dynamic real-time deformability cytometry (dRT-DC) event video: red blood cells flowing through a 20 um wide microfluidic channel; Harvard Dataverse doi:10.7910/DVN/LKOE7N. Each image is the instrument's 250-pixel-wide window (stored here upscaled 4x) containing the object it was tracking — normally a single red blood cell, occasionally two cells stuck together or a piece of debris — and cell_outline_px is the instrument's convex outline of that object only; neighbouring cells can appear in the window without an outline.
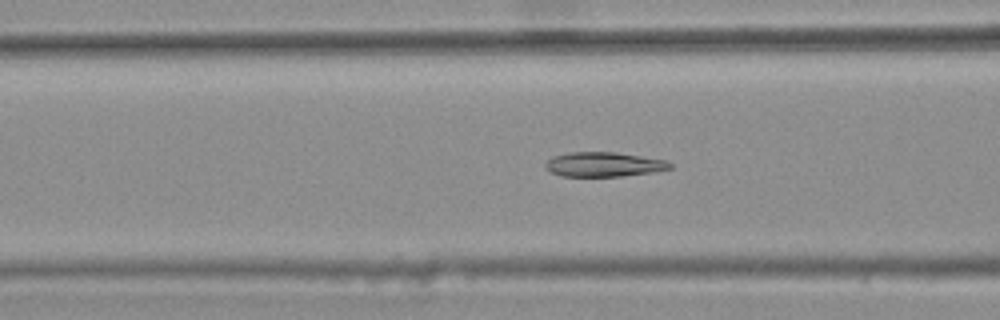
{"species": "common noctule bat (a hibernating species)", "species_latin": "Nyctalus noctula", "temperature_condition": "warm", "stored_images_in_passage": 47, "camera_frame_rate_fps": 3000, "um_per_image_px": 0.085, "animal": {"sex": "female", "body_mass_g": 25.1}, "frame": {"image": 1, "passage_image": 21, "time_ms": 6.667, "image_size_px": [1000, 320], "cell_outline_px": [[672, 168], [648, 172], [620, 176], [560, 176], [544, 168], [544, 164], [552, 156], [572, 152], [612, 152], [640, 156], [664, 160], [672, 164]], "centroid_in_image_um": [51.24, 13.97], "position_along_channel_um": 115.4, "area_um2": 17.51}}
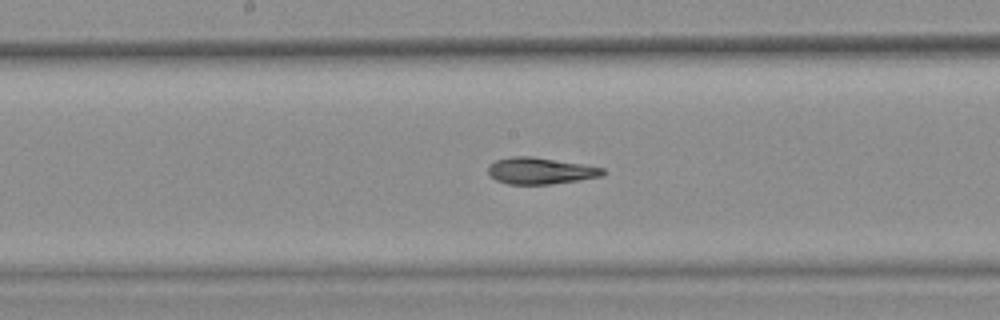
{"frame": {"image": 2, "passage_image": 28, "time_ms": 9.0, "image_size_px": [1000, 320], "cell_outline_px": [[604, 172], [600, 176], [580, 180], [552, 184], [508, 184], [496, 180], [488, 172], [488, 164], [496, 160], [512, 156], [532, 156], [604, 168]], "centroid_in_image_um": [45.88, 14.52], "position_along_channel_um": 202.3, "area_um2": 17.57}}
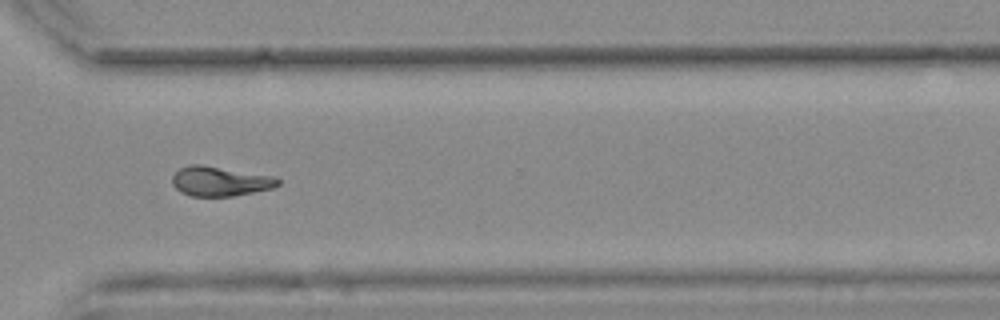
{"frame": {"image": 3, "passage_image": 40, "time_ms": 13.0, "image_size_px": [1000, 320], "cell_outline_px": [[280, 184], [272, 188], [232, 196], [188, 196], [180, 192], [172, 184], [172, 176], [180, 168], [188, 164], [200, 164], [272, 176], [280, 180]], "centroid_in_image_um": [18.65, 15.41], "position_along_channel_um": 351.9, "area_um2": 18.15}, "authors_computed_cell_mechanics": {"area_um2": 18.4382, "velocity_mm_per_s": 3.7293, "shape_relaxation_time_tau1_ms": null, "shape_relaxation_time_tau2_ms": 4.234, "deformation_change_tau1": null, "deformation_change_tau2": 0.0897}}